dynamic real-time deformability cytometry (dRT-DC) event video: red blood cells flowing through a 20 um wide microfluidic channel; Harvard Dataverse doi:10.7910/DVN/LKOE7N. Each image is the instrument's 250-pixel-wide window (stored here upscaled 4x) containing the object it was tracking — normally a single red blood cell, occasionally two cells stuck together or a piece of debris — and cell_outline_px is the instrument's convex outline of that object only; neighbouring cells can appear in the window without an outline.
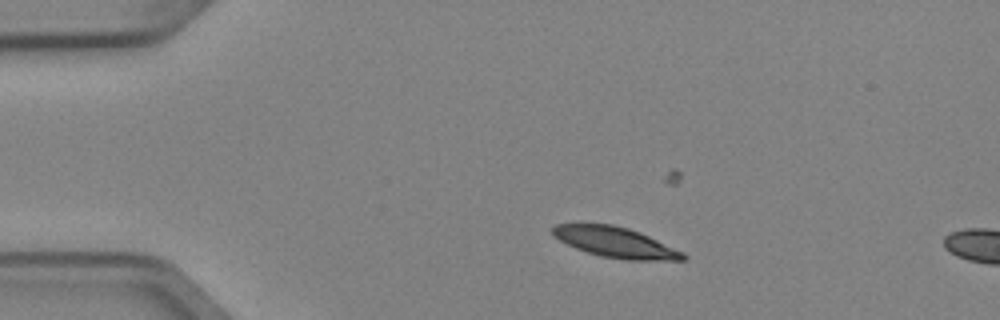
{"species": "Egyptian fruit bat (a non-hibernating species)", "species_latin": "Rousettus aegyptiacus", "temperature_condition": "cold", "stored_images_in_passage": 5, "camera_frame_rate_fps": 3000, "um_per_image_px": 0.085, "animal": {"sex": "female"}, "frame": {"image": 1, "passage_image": 3, "time_ms": 0.667, "image_size_px": [1000, 320], "cell_outline_px": [[688, 256], [684, 260], [624, 260], [600, 256], [576, 248], [552, 236], [548, 228], [556, 224], [612, 224], [628, 228], [640, 232], [684, 252]], "centroid_in_image_um": [52.29, 20.59], "position_along_channel_um": 32.7, "area_um2": 23.24}}